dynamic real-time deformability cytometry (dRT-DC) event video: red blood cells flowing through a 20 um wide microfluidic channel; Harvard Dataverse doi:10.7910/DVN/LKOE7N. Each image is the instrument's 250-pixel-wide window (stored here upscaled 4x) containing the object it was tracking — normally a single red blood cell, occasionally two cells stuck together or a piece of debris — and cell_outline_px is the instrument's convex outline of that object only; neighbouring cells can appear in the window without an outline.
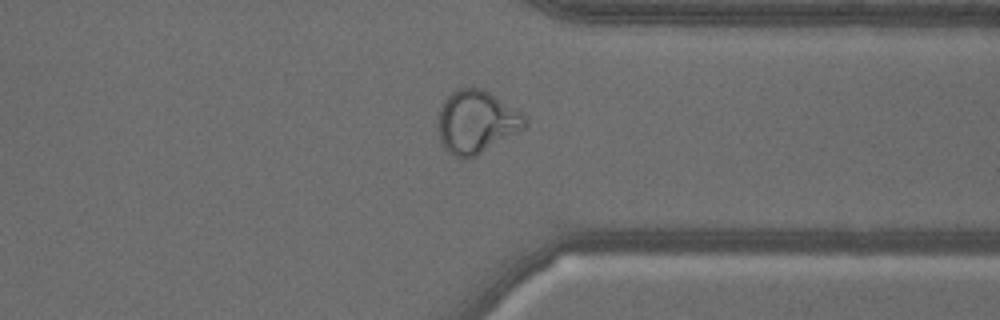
{"species": "common noctule bat (a hibernating species)", "species_latin": "Nyctalus noctula", "temperature_condition": "warm", "stored_images_in_passage": 48, "camera_frame_rate_fps": 3000, "um_per_image_px": 0.085, "animal": {"sex": "male", "body_mass_g": 18.8}, "frame": {"image": 1, "passage_image": 35, "time_ms": 11.333, "image_size_px": [1000, 320], "cell_outline_px": [[528, 124], [524, 128], [476, 156], [456, 156], [448, 152], [444, 148], [440, 140], [436, 124], [440, 108], [444, 100], [452, 92], [460, 88], [484, 88], [520, 112], [524, 116]], "centroid_in_image_um": [40.46, 10.34], "position_along_channel_um": 370.9, "area_um2": 31.5}}